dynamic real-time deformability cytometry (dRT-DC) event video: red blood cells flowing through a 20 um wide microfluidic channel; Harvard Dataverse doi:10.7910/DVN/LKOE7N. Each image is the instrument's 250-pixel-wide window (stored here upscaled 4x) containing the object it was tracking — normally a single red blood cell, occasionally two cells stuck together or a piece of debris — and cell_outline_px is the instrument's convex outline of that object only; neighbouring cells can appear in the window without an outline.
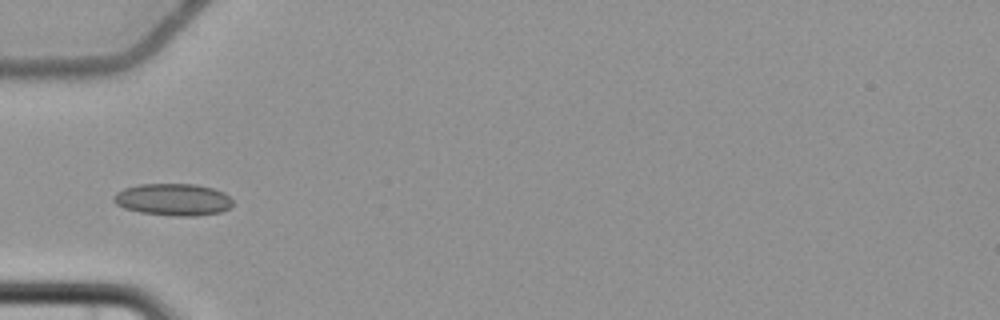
{"species": "common noctule bat (a hibernating species)", "species_latin": "Nyctalus noctula", "temperature_condition": "cold", "stored_images_in_passage": 5, "camera_frame_rate_fps": 3000, "um_per_image_px": 0.085, "animal": {"sex": "female", "body_mass_g": 22.7, "forearm_length_mm": 54.2}, "frame": {"image": 1, "passage_image": 5, "time_ms": 5.667, "image_size_px": [1000, 320], "cell_outline_px": [[232, 208], [220, 212], [196, 216], [176, 216], [140, 212], [124, 208], [116, 204], [112, 200], [112, 196], [116, 192], [124, 188], [140, 184], [196, 184], [212, 188], [224, 192], [232, 200]], "centroid_in_image_um": [14.71, 16.96], "position_along_channel_um": 70.3, "area_um2": 22.37}}